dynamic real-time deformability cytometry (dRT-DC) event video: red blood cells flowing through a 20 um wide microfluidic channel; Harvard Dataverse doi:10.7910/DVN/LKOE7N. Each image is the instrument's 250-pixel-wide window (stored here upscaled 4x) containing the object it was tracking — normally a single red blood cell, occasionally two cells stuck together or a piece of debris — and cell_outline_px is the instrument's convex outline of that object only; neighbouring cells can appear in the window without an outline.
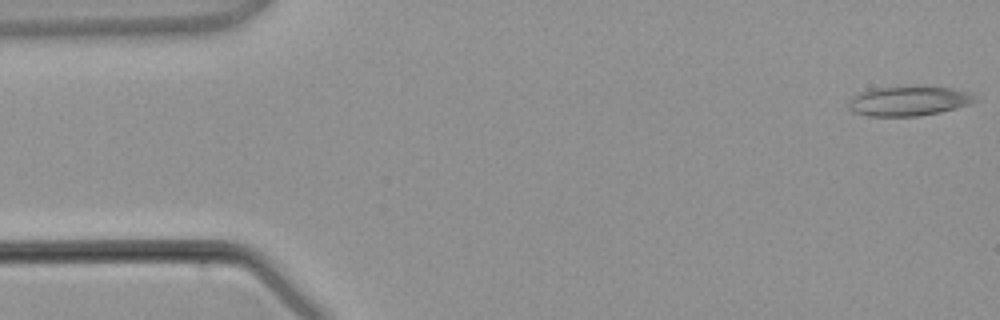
{"species": "common noctule bat (a hibernating species)", "species_latin": "Nyctalus noctula", "temperature_condition": "warm", "stored_images_in_passage": 4, "camera_frame_rate_fps": 3000, "um_per_image_px": 0.085, "animal": {"sex": "male", "body_mass_g": 21.5, "forearm_length_mm": 52.0}, "frame": {"image": 1, "passage_image": 1, "time_ms": 0.0, "image_size_px": [1000, 320], "cell_outline_px": [[976, 100], [968, 104], [956, 108], [940, 112], [920, 116], [868, 116], [852, 112], [848, 108], [848, 100], [852, 96], [868, 88], [952, 88], [972, 92]], "centroid_in_image_um": [77.18, 8.61], "position_along_channel_um": 7.8, "area_um2": 21.56}}
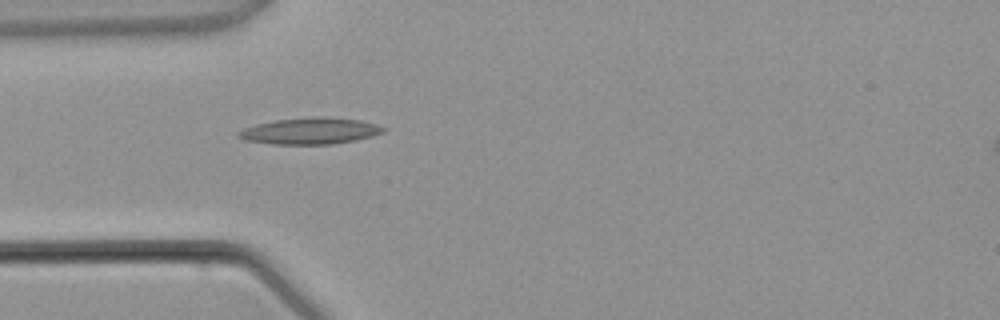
{"frame": {"image": 2, "passage_image": 4, "time_ms": 3.667, "image_size_px": [1000, 320], "cell_outline_px": [[388, 128], [384, 132], [372, 136], [356, 140], [332, 144], [272, 144], [244, 140], [236, 136], [236, 132], [244, 128], [256, 124], [276, 120], [312, 116], [316, 116], [360, 120], [376, 124]], "centroid_in_image_um": [26.35, 11.13], "position_along_channel_um": 58.6, "area_um2": 22.43}}